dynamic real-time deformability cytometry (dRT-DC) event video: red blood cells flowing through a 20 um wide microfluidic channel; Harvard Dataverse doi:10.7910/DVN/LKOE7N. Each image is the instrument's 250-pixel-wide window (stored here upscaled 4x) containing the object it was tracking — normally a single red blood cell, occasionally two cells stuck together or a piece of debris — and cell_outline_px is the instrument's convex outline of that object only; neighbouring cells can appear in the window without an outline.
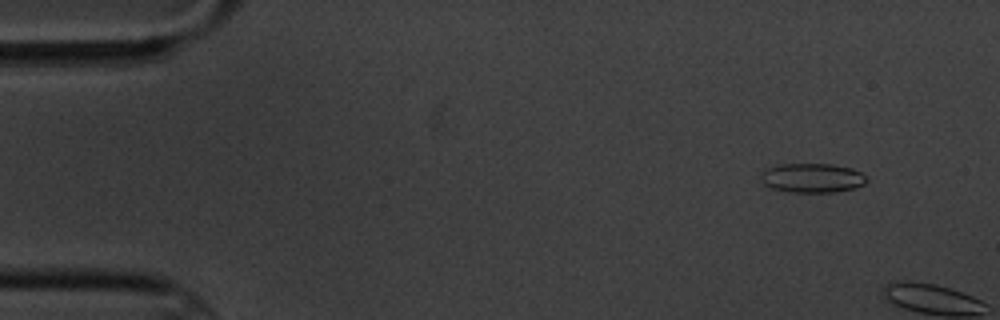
{"species": "common noctule bat (a hibernating species)", "species_latin": "Nyctalus noctula", "temperature_condition": "cold", "stored_images_in_passage": 2, "camera_frame_rate_fps": 3000, "um_per_image_px": 0.085, "animal": {"sex": "male", "body_mass_g": 20.1, "forearm_length_mm": 53.5}, "frame": {"image": 1, "passage_image": 1, "time_ms": 0.0, "image_size_px": [1000, 320], "cell_outline_px": [[868, 180], [864, 184], [852, 188], [836, 192], [788, 192], [772, 188], [764, 184], [760, 176], [760, 172], [768, 168], [780, 164], [832, 164], [852, 168], [860, 172]], "centroid_in_image_um": [69.01, 15.12], "position_along_channel_um": 16.0, "area_um2": 18.03}}